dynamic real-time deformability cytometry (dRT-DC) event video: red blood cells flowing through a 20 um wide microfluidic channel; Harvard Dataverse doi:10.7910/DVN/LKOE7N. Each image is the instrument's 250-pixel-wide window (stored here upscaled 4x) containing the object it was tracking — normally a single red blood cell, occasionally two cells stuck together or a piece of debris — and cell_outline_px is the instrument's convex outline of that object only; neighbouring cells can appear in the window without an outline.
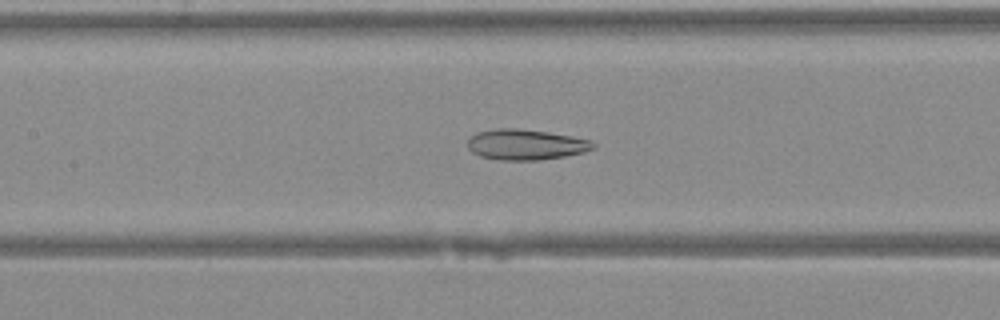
{"species": "Egyptian fruit bat (a non-hibernating species)", "species_latin": "Rousettus aegyptiacus", "temperature_condition": "warm", "stored_images_in_passage": 36, "camera_frame_rate_fps": 3000, "um_per_image_px": 0.085, "animal": {"sex": "female"}, "frame": {"image": 1, "passage_image": 14, "time_ms": 4.333, "image_size_px": [1000, 320], "cell_outline_px": [[596, 148], [584, 152], [564, 156], [540, 160], [500, 160], [480, 156], [472, 152], [468, 148], [468, 140], [472, 136], [480, 132], [496, 128], [516, 128], [548, 132], [572, 136], [592, 140], [596, 144]], "centroid_in_image_um": [44.73, 12.29], "position_along_channel_um": 162.7, "area_um2": 22.37}}
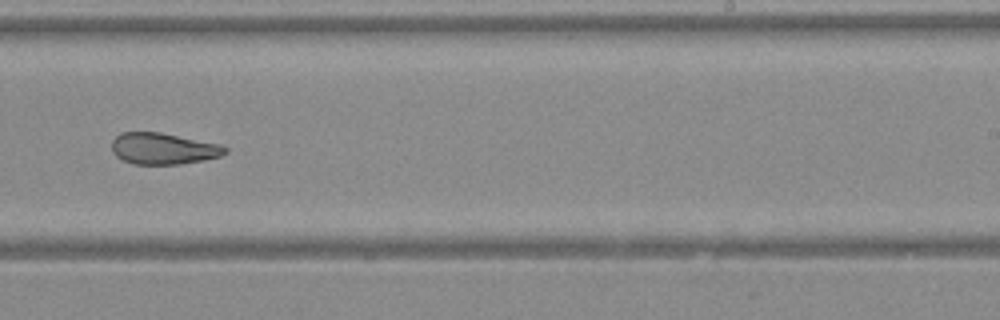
{"frame": {"image": 2, "passage_image": 21, "time_ms": 6.667, "image_size_px": [1000, 320], "cell_outline_px": [[228, 152], [220, 156], [204, 160], [180, 164], [132, 164], [116, 156], [112, 152], [112, 140], [120, 132], [160, 132], [220, 144], [228, 148]], "centroid_in_image_um": [13.88, 12.63], "position_along_channel_um": 275.1, "area_um2": 20.81}}
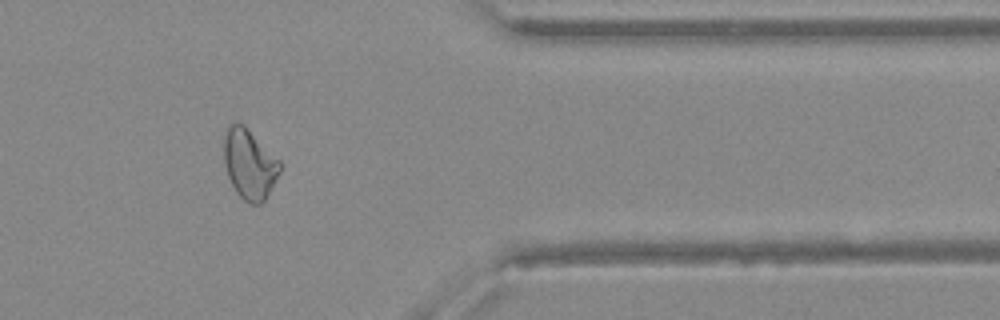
{"frame": {"image": 3, "passage_image": 29, "time_ms": 9.333, "image_size_px": [1000, 320], "cell_outline_px": [[280, 172], [264, 200], [260, 204], [252, 204], [244, 200], [236, 192], [228, 176], [224, 160], [224, 136], [228, 124], [244, 124], [280, 160]], "centroid_in_image_um": [21.2, 13.93], "position_along_channel_um": 390.2, "area_um2": 22.6}}